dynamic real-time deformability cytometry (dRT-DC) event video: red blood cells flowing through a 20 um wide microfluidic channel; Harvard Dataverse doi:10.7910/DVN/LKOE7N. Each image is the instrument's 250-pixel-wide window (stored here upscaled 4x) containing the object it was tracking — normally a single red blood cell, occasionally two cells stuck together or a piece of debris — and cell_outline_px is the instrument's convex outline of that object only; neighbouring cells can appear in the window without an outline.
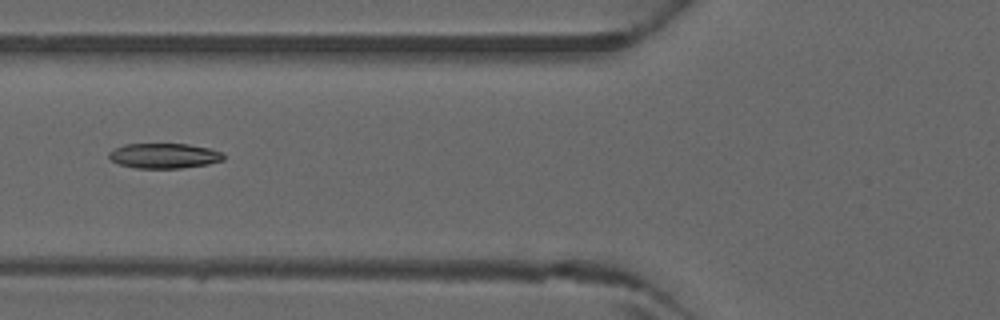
{"species": "common noctule bat (a hibernating species)", "species_latin": "Nyctalus noctula", "temperature_condition": "warm", "stored_images_in_passage": 43, "camera_frame_rate_fps": 3000, "um_per_image_px": 0.085, "animal": {"sex": "male", "forearm_length_mm": 52.5}, "frame": {"image": 1, "passage_image": 17, "time_ms": 5.333, "image_size_px": [1000, 320], "cell_outline_px": [[224, 160], [208, 164], [180, 168], [136, 168], [120, 164], [112, 160], [108, 156], [108, 152], [124, 144], [188, 144], [208, 148], [224, 152]], "centroid_in_image_um": [13.97, 13.24], "position_along_channel_um": 111.8, "area_um2": 16.7}}
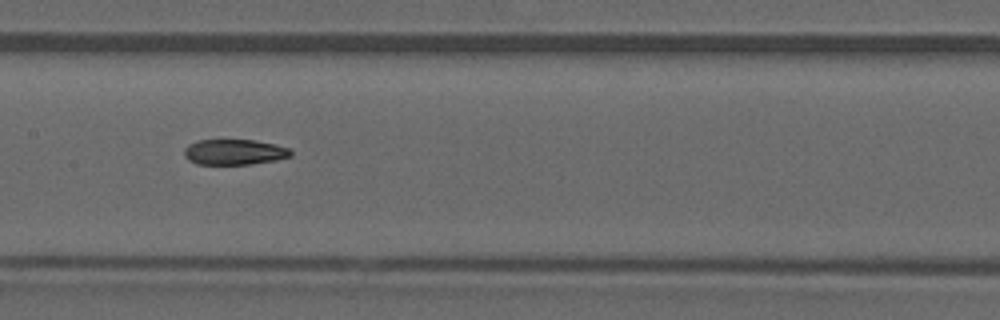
{"frame": {"image": 2, "passage_image": 22, "time_ms": 7.0, "image_size_px": [1000, 320], "cell_outline_px": [[292, 156], [276, 160], [248, 164], [196, 164], [188, 160], [184, 156], [184, 148], [188, 144], [200, 140], [252, 140], [272, 144], [288, 148], [292, 152]], "centroid_in_image_um": [19.88, 12.93], "position_along_channel_um": 187.5, "area_um2": 15.72}}
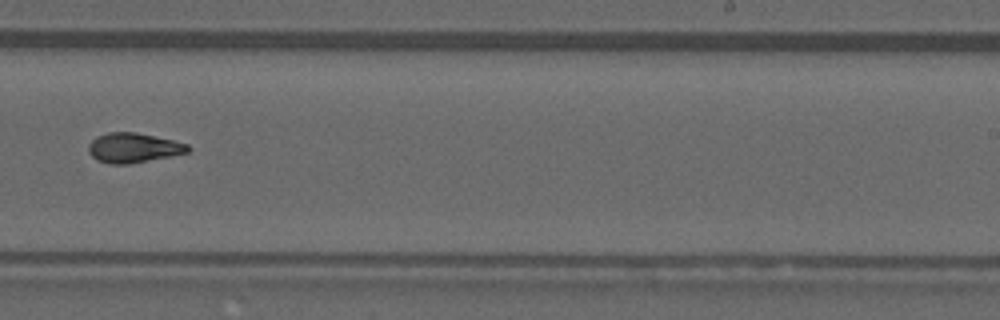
{"frame": {"image": 3, "passage_image": 28, "time_ms": 9.0, "image_size_px": [1000, 320], "cell_outline_px": [[192, 148], [188, 152], [172, 156], [128, 164], [108, 164], [96, 160], [88, 152], [88, 144], [96, 136], [108, 132], [136, 132], [172, 140], [188, 144]], "centroid_in_image_um": [11.32, 12.56], "position_along_channel_um": 277.7, "area_um2": 17.34}}